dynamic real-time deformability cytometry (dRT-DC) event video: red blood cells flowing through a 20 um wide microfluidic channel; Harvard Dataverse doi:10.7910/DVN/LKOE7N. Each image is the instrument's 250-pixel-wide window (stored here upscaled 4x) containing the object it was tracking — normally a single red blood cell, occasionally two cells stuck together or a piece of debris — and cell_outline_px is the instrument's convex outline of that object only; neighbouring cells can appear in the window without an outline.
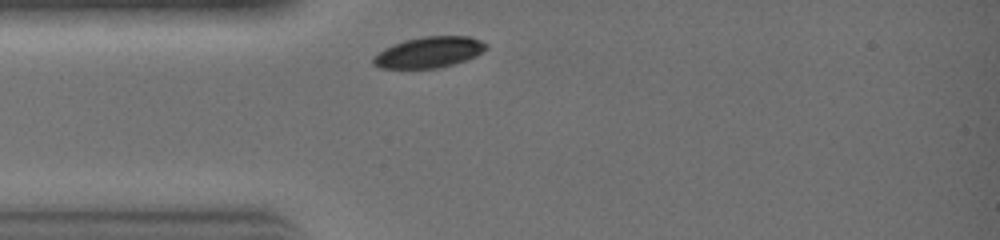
{"species": "common noctule bat (a hibernating species)", "species_latin": "Nyctalus noctula", "temperature_condition": "warm", "stored_images_in_passage": 19, "camera_frame_rate_fps": 3000, "um_per_image_px": 0.085, "animal": {"sex": "female", "body_mass_g": 19.0, "forearm_length_mm": 51.5}, "frame": {"image": 1, "passage_image": 1, "time_ms": 0.0, "image_size_px": [1000, 240], "cell_outline_px": [[488, 48], [476, 56], [440, 68], [380, 68], [372, 64], [372, 60], [384, 48], [392, 44], [404, 40], [424, 36], [468, 36], [480, 40], [488, 44]], "centroid_in_image_um": [36.48, 4.43], "position_along_channel_um": 48.5, "area_um2": 20.29}}
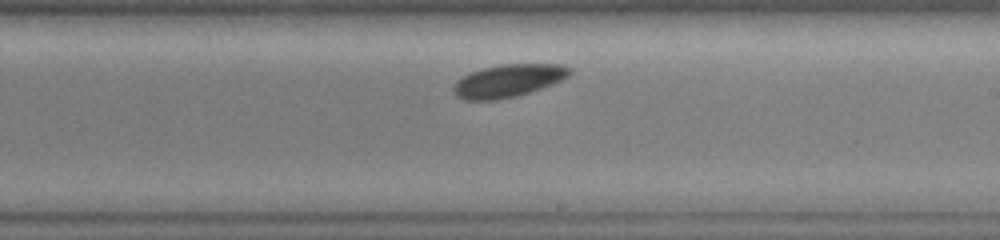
{"frame": {"image": 2, "passage_image": 11, "time_ms": 3.333, "image_size_px": [1000, 240], "cell_outline_px": [[572, 72], [568, 76], [552, 84], [516, 96], [496, 100], [464, 100], [456, 96], [452, 92], [452, 88], [456, 80], [468, 72], [500, 64], [560, 64], [572, 68]], "centroid_in_image_um": [43.15, 6.86], "position_along_channel_um": 245.9, "area_um2": 22.25}}
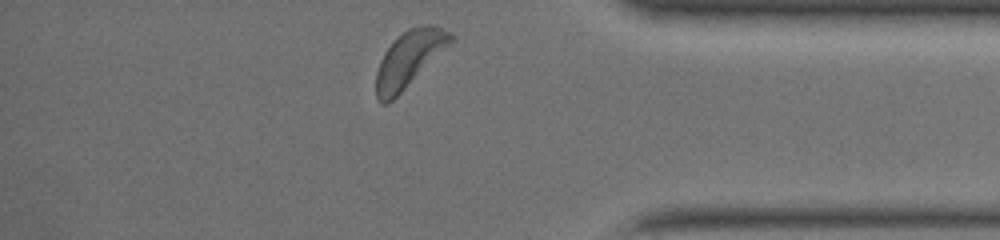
{"frame": {"image": 3, "passage_image": 19, "time_ms": 6.0, "image_size_px": [1000, 240], "cell_outline_px": [[456, 40], [388, 104], [380, 104], [376, 96], [376, 72], [380, 60], [384, 52], [408, 28], [424, 24], [436, 24], [456, 36]], "centroid_in_image_um": [34.82, 4.99], "position_along_channel_um": 400.4, "area_um2": 24.39}}